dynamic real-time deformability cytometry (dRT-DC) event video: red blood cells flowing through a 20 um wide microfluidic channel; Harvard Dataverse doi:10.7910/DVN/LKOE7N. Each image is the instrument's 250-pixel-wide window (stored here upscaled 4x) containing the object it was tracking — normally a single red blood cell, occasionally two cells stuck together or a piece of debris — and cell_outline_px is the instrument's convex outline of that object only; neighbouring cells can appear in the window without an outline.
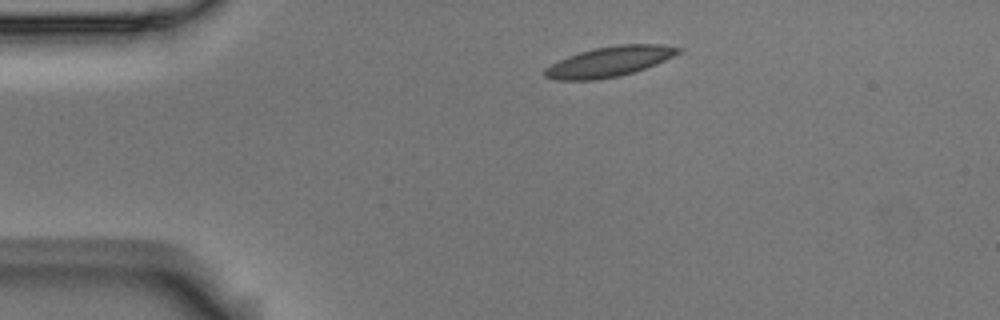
{"species": "Egyptian fruit bat (a non-hibernating species)", "species_latin": "Rousettus aegyptiacus", "temperature_condition": "room temperature", "stored_images_in_passage": 3, "camera_frame_rate_fps": 3000, "um_per_image_px": 0.085, "animal": {"sex": "male"}, "frame": {"image": 1, "passage_image": 1, "time_ms": 0.0, "image_size_px": [1000, 320], "cell_outline_px": [[684, 48], [680, 52], [656, 64], [620, 76], [596, 80], [556, 80], [544, 76], [544, 68], [568, 56], [592, 48], [616, 44], [660, 44]], "centroid_in_image_um": [51.79, 5.23], "position_along_channel_um": 33.2, "area_um2": 23.41}}
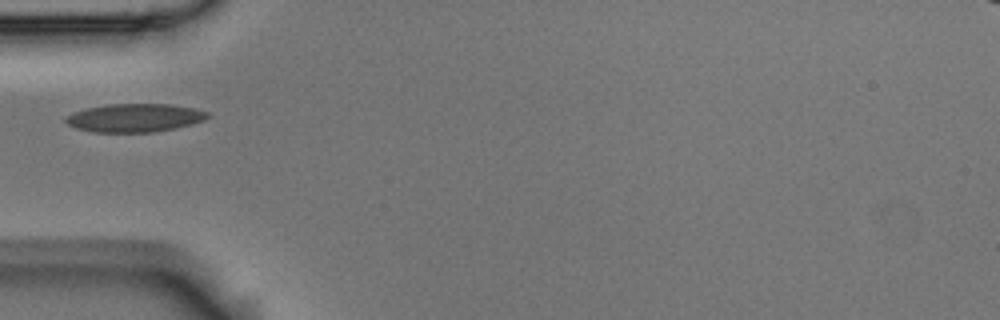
{"frame": {"image": 2, "passage_image": 3, "time_ms": 0.667, "image_size_px": [1000, 320], "cell_outline_px": [[208, 116], [204, 120], [192, 124], [176, 128], [156, 132], [92, 132], [76, 128], [68, 124], [64, 120], [68, 116], [76, 112], [88, 108], [108, 104], [168, 104], [196, 108], [208, 112]], "centroid_in_image_um": [11.49, 10.02], "position_along_channel_um": 73.5, "area_um2": 23.29}}